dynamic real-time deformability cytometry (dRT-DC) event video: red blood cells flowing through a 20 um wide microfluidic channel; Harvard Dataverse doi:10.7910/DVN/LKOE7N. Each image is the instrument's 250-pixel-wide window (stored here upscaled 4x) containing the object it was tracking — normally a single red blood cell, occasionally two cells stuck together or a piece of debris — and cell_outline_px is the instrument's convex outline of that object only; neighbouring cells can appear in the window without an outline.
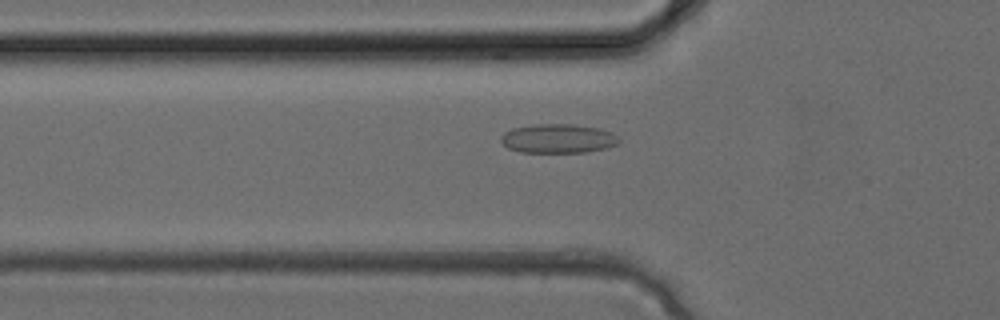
{"species": "common noctule bat (a hibernating species)", "species_latin": "Nyctalus noctula", "temperature_condition": "cold", "stored_images_in_passage": 35, "camera_frame_rate_fps": 3000, "um_per_image_px": 0.085, "animal": {"sex": "female", "body_mass_g": 24.6, "forearm_length_mm": 56.2}, "frame": {"image": 1, "passage_image": 12, "time_ms": 3.667, "image_size_px": [1000, 320], "cell_outline_px": [[620, 140], [616, 144], [604, 148], [588, 152], [520, 152], [508, 148], [500, 140], [500, 136], [504, 132], [512, 128], [532, 124], [572, 124], [600, 128], [612, 132]], "centroid_in_image_um": [47.4, 11.77], "position_along_channel_um": 78.4, "area_um2": 20.06}}
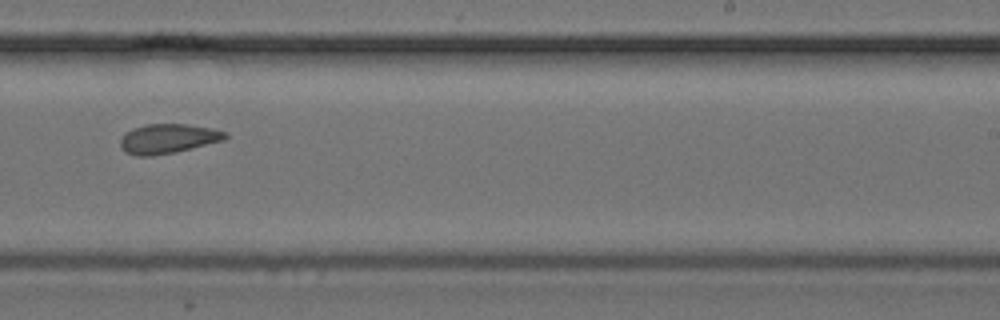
{"frame": {"image": 2, "passage_image": 22, "time_ms": 7.0, "image_size_px": [1000, 320], "cell_outline_px": [[228, 136], [224, 140], [176, 152], [152, 156], [136, 156], [124, 152], [120, 148], [120, 140], [132, 128], [144, 124], [184, 124], [212, 128], [228, 132]], "centroid_in_image_um": [14.28, 11.79], "position_along_channel_um": 274.7, "area_um2": 18.15}}
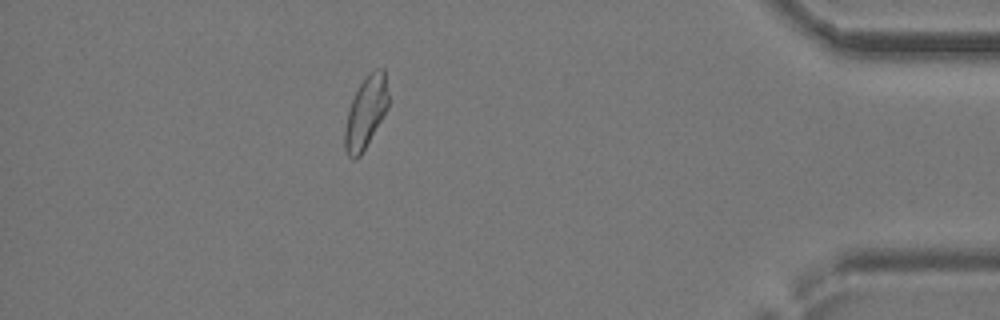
{"frame": {"image": 3, "passage_image": 31, "time_ms": 10.0, "image_size_px": [1000, 320], "cell_outline_px": [[388, 108], [360, 156], [356, 160], [352, 160], [348, 156], [344, 148], [344, 128], [348, 108], [360, 84], [368, 72], [376, 68], [384, 68], [388, 92]], "centroid_in_image_um": [31.07, 9.55], "position_along_channel_um": 404.1, "area_um2": 18.32}}